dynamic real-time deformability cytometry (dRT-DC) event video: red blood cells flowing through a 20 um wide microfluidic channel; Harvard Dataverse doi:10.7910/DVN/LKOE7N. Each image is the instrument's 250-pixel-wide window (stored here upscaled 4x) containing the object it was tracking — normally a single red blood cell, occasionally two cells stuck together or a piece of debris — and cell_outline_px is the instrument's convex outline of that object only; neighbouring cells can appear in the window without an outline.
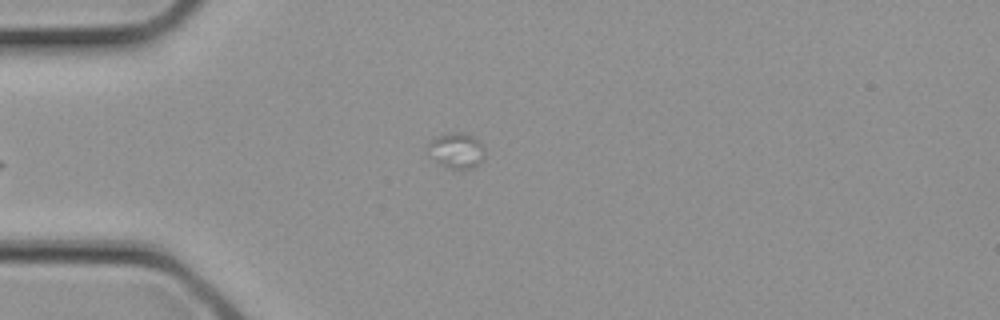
{"species": "common noctule bat (a hibernating species)", "species_latin": "Nyctalus noctula", "temperature_condition": "cold", "stored_images_in_passage": 3, "segment_of_instrument_passage": [2, 2], "camera_frame_rate_fps": 3000, "um_per_image_px": 0.085, "animal": {"sex": "female", "body_mass_g": 21.9}, "frame": {"image": 1, "passage_image": 3, "time_ms": 0.667, "image_size_px": [1000, 320], "cell_outline_px": [[484, 156], [480, 164], [472, 168], [448, 168], [440, 164], [428, 156], [428, 144], [436, 136], [460, 132], [472, 136], [484, 148]], "centroid_in_image_um": [38.78, 12.82], "position_along_channel_um": 46.2, "area_um2": 11.56}}